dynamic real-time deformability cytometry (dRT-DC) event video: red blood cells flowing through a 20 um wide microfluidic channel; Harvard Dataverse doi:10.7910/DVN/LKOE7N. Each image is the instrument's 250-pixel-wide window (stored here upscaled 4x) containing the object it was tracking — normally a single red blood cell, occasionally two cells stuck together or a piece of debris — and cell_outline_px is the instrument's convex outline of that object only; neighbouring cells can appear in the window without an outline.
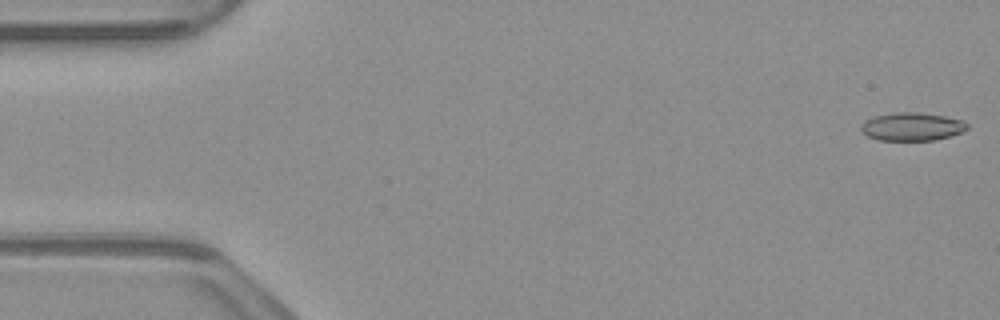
{"species": "common noctule bat (a hibernating species)", "species_latin": "Nyctalus noctula", "temperature_condition": "warm", "stored_images_in_passage": 34, "camera_frame_rate_fps": 3000, "um_per_image_px": 0.085, "animal": {"sex": "male", "body_mass_g": 23.1, "forearm_length_mm": 52.7}, "frame": {"image": 1, "passage_image": 1, "time_ms": 0.0, "image_size_px": [1000, 320], "cell_outline_px": [[968, 128], [964, 132], [932, 140], [880, 140], [868, 136], [860, 128], [860, 124], [864, 120], [876, 116], [896, 112], [920, 112], [944, 116], [964, 120], [968, 124]], "centroid_in_image_um": [77.54, 10.75], "position_along_channel_um": 7.5, "area_um2": 17.4}}
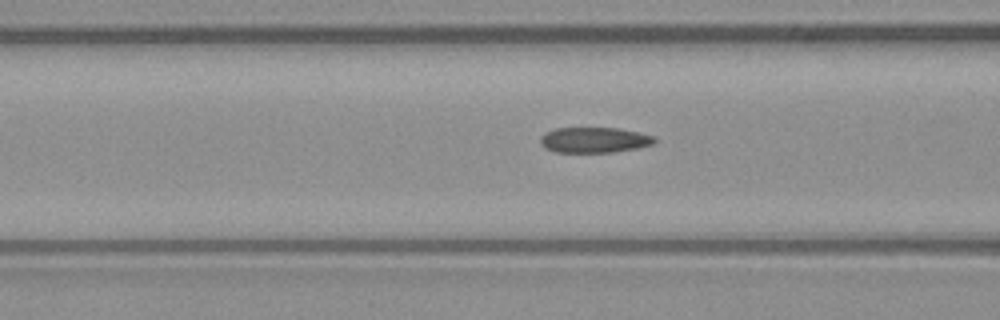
{"frame": {"image": 2, "passage_image": 20, "time_ms": 6.333, "image_size_px": [1000, 320], "cell_outline_px": [[656, 140], [652, 144], [636, 148], [612, 152], [556, 152], [544, 148], [540, 144], [540, 136], [544, 132], [556, 128], [620, 128], [640, 132], [656, 136]], "centroid_in_image_um": [50.49, 11.89], "position_along_channel_um": 116.1, "area_um2": 17.11}}
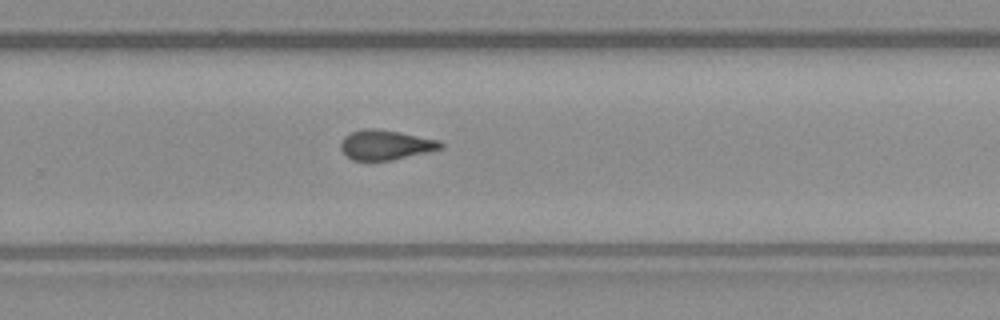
{"frame": {"image": 3, "passage_image": 34, "time_ms": 11.0, "image_size_px": [1000, 320], "cell_outline_px": [[444, 148], [428, 152], [392, 160], [352, 160], [340, 148], [340, 144], [344, 136], [352, 132], [364, 128], [372, 128], [396, 132], [440, 140], [444, 144]], "centroid_in_image_um": [32.79, 12.32], "position_along_channel_um": 297.0, "area_um2": 17.17}}